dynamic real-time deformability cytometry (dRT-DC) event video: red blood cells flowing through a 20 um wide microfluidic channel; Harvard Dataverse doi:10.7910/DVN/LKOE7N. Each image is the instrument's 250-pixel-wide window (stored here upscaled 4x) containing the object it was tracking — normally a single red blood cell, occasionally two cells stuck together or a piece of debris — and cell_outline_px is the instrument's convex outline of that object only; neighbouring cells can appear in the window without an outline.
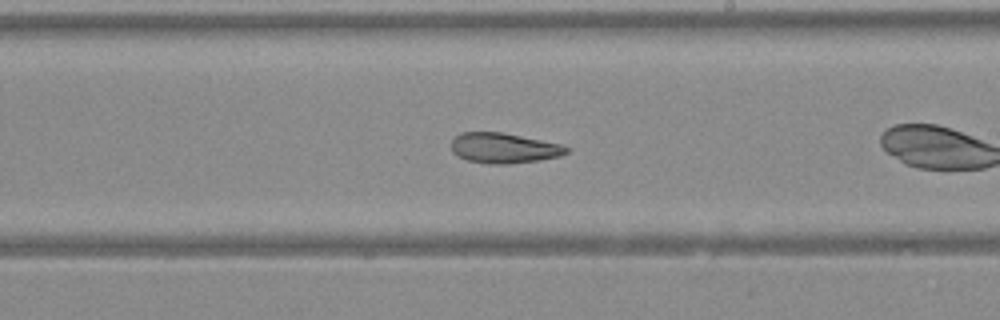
{"species": "Egyptian fruit bat (a non-hibernating species)", "species_latin": "Rousettus aegyptiacus", "temperature_condition": "warm", "stored_images_in_passage": 21, "camera_frame_rate_fps": 3000, "um_per_image_px": 0.085, "animal": {"sex": "female"}, "frame": {"image": 1, "passage_image": 12, "time_ms": 3.667, "image_size_px": [1000, 320], "cell_outline_px": [[572, 148], [568, 152], [560, 156], [540, 160], [508, 164], [488, 164], [468, 160], [456, 156], [452, 152], [452, 140], [460, 132], [500, 132], [560, 144]], "centroid_in_image_um": [42.82, 12.59], "position_along_channel_um": 246.2, "area_um2": 20.29}}